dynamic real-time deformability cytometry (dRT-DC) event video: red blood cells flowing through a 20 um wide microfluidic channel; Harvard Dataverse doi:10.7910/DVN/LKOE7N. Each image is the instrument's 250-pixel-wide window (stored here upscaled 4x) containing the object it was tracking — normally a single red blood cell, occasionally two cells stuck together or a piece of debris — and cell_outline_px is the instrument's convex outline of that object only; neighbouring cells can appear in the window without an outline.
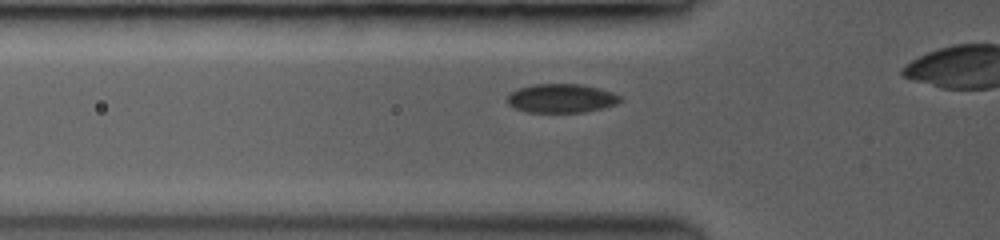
{"species": "common noctule bat (a hibernating species)", "species_latin": "Nyctalus noctula", "temperature_condition": "room temperature", "stored_images_in_passage": 38, "camera_frame_rate_fps": 3500, "um_per_image_px": 0.085, "animal": {"sex": "female", "body_mass_g": 19.0, "forearm_length_mm": 53.3}, "frame": {"image": 1, "passage_image": 8, "time_ms": 2.0, "image_size_px": [1000, 240], "cell_outline_px": [[620, 100], [616, 104], [584, 112], [528, 112], [516, 108], [508, 104], [508, 96], [512, 92], [520, 88], [536, 84], [580, 84], [596, 88], [620, 96]], "centroid_in_image_um": [47.68, 8.36], "position_along_channel_um": 78.1, "area_um2": 18.44}}
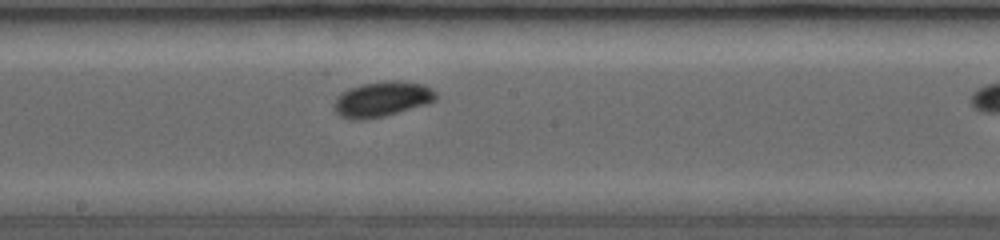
{"frame": {"image": 2, "passage_image": 20, "time_ms": 5.429, "image_size_px": [1000, 240], "cell_outline_px": [[436, 96], [432, 100], [424, 104], [384, 116], [340, 116], [336, 112], [336, 100], [344, 92], [352, 88], [364, 84], [388, 80], [400, 80], [424, 84], [436, 92]], "centroid_in_image_um": [32.57, 8.36], "position_along_channel_um": 215.6, "area_um2": 19.48}}
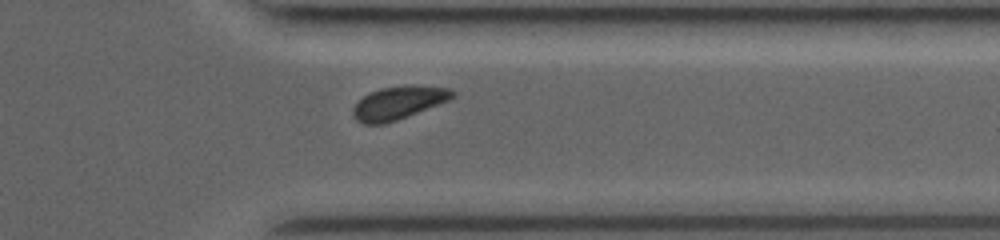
{"frame": {"image": 3, "passage_image": 34, "time_ms": 9.429, "image_size_px": [1000, 240], "cell_outline_px": [[456, 96], [448, 100], [396, 120], [384, 124], [364, 124], [356, 120], [352, 116], [352, 108], [364, 96], [372, 92], [384, 88], [448, 88], [456, 92]], "centroid_in_image_um": [33.8, 8.8], "position_along_channel_um": 377.6, "area_um2": 17.98}}